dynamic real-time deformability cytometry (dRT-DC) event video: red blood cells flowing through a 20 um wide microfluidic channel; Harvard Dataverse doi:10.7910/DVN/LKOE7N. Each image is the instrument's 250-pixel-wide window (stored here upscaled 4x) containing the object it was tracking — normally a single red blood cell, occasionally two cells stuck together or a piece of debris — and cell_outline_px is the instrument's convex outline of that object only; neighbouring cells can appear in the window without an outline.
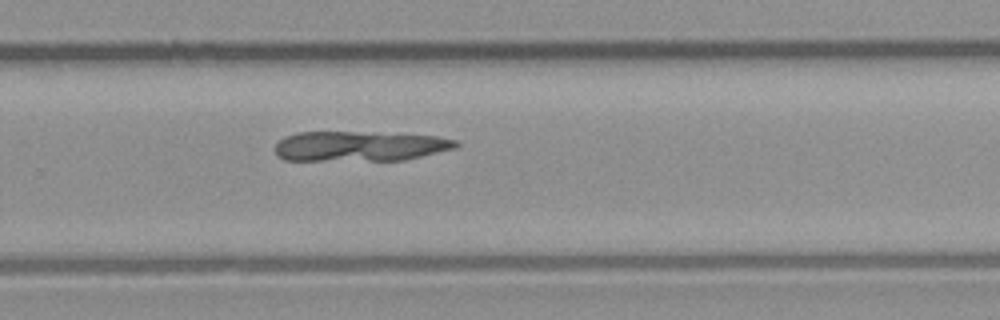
{"species": "common noctule bat (a hibernating species)", "species_latin": "Nyctalus noctula", "temperature_condition": "room temperature", "stored_images_in_passage": 47, "camera_frame_rate_fps": 3000, "um_per_image_px": 0.085, "animal": {"sex": "male", "body_mass_g": 23.1, "forearm_length_mm": 52.7}, "frame": {"image": 1, "passage_image": 33, "time_ms": 10.667, "image_size_px": [1000, 320], "cell_outline_px": [[460, 144], [456, 148], [404, 160], [284, 160], [276, 156], [276, 144], [284, 136], [296, 132], [352, 132], [436, 136], [456, 140]], "centroid_in_image_um": [30.54, 12.43], "position_along_channel_um": 299.3, "area_um2": 31.44}}